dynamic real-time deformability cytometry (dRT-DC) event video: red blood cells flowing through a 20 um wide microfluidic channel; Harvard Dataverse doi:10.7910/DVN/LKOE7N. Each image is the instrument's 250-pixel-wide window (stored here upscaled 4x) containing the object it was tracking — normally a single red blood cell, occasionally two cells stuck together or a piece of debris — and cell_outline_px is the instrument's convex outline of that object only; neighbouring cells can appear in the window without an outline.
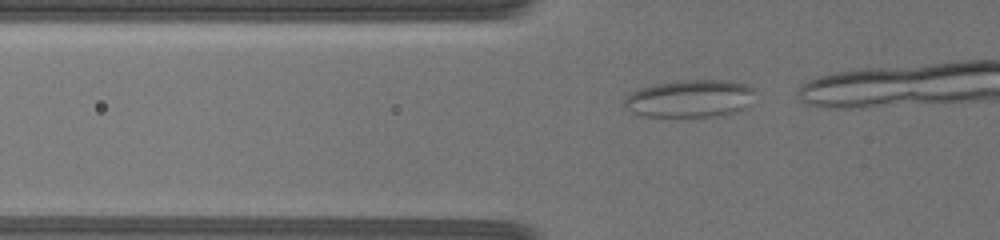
{"species": "common noctule bat (a hibernating species)", "species_latin": "Nyctalus noctula", "temperature_condition": "warm", "stored_images_in_passage": 27, "camera_frame_rate_fps": 3000, "um_per_image_px": 0.085, "animal": {"sex": "female", "body_mass_g": 19.5, "forearm_length_mm": 54.1}, "frame": {"image": 1, "passage_image": 18, "time_ms": 3.0, "image_size_px": [1000, 240], "cell_outline_px": [[752, 92], [748, 108], [736, 112], [720, 116], [640, 116], [624, 108], [624, 96], [640, 88], [656, 84], [676, 80], [732, 80], [748, 84], [752, 88]], "centroid_in_image_um": [58.63, 8.37], "position_along_channel_um": 67.2, "area_um2": 28.84}}